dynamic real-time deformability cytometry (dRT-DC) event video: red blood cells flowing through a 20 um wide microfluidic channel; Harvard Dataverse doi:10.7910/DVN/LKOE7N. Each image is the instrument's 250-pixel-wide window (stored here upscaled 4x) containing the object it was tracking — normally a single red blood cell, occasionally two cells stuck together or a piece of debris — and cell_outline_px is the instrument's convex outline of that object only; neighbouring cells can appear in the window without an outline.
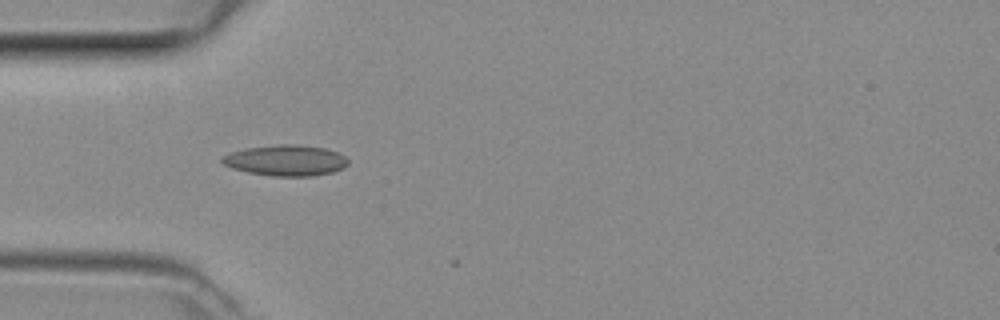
{"species": "common noctule bat (a hibernating species)", "species_latin": "Nyctalus noctula", "temperature_condition": "room temperature", "stored_images_in_passage": 3, "camera_frame_rate_fps": 3000, "um_per_image_px": 0.085, "animal": {"sex": "female", "body_mass_g": 29.2, "forearm_length_mm": 56.3}, "frame": {"image": 1, "passage_image": 2, "time_ms": 0.333, "image_size_px": [1000, 320], "cell_outline_px": [[348, 164], [344, 168], [332, 172], [312, 176], [272, 176], [248, 172], [232, 168], [224, 164], [220, 160], [220, 156], [244, 148], [280, 144], [296, 144], [324, 148], [336, 152], [344, 156], [348, 160]], "centroid_in_image_um": [24.27, 13.63], "position_along_channel_um": 60.7, "area_um2": 22.66}}